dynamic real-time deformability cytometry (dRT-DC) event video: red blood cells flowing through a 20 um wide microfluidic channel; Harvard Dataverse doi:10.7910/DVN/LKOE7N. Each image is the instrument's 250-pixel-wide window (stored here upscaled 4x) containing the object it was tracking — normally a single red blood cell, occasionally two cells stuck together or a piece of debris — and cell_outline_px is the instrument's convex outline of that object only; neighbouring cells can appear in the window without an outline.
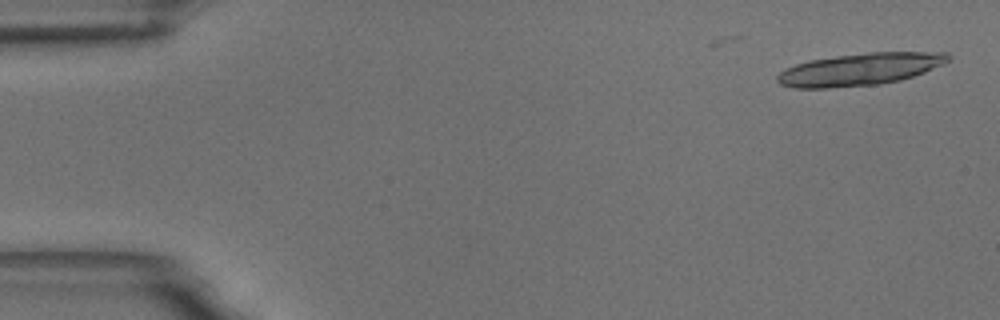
{"species": "common noctule bat (a hibernating species)", "species_latin": "Nyctalus noctula", "temperature_condition": "room temperature", "stored_images_in_passage": 10, "camera_frame_rate_fps": 3000, "um_per_image_px": 0.085, "animal": {"sex": "male", "body_mass_g": 18.8}, "frame": {"image": 1, "passage_image": 1, "time_ms": 0.0, "image_size_px": [1000, 320], "cell_outline_px": [[952, 56], [944, 64], [924, 72], [900, 80], [880, 84], [828, 88], [792, 88], [780, 84], [776, 80], [776, 76], [784, 68], [808, 60], [836, 56], [868, 52], [948, 52]], "centroid_in_image_um": [73.07, 5.89], "position_along_channel_um": 11.9, "area_um2": 32.25}}